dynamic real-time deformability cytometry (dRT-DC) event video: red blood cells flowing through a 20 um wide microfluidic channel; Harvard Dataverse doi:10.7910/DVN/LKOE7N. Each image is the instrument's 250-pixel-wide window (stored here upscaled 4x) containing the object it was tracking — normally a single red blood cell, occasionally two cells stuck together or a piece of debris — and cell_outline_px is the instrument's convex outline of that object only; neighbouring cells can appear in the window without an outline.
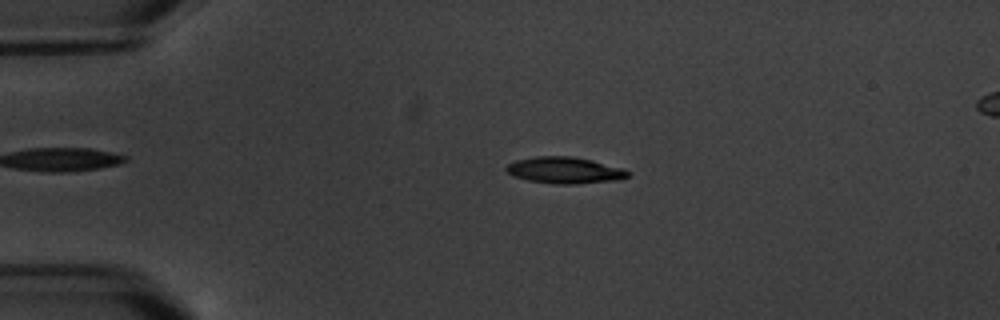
{"species": "common noctule bat (a hibernating species)", "species_latin": "Nyctalus noctula", "temperature_condition": "warm", "stored_images_in_passage": 16, "camera_frame_rate_fps": 3000, "um_per_image_px": 0.085, "animal": {"sex": "male", "body_mass_g": 20.1, "forearm_length_mm": 53.5}, "frame": {"image": 1, "passage_image": 3, "time_ms": 2.667, "image_size_px": [1000, 320], "cell_outline_px": [[632, 172], [628, 176], [616, 180], [576, 184], [552, 184], [528, 180], [512, 176], [504, 168], [508, 164], [516, 160], [536, 156], [572, 156], [592, 160], [624, 168]], "centroid_in_image_um": [48.0, 14.47], "position_along_channel_um": 37.0, "area_um2": 18.9}}
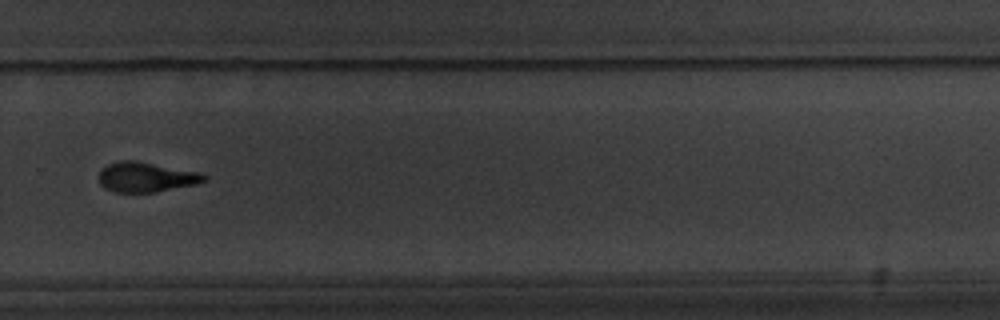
{"frame": {"image": 2, "passage_image": 11, "time_ms": 12.0, "image_size_px": [1000, 320], "cell_outline_px": [[208, 180], [196, 184], [156, 192], [112, 192], [104, 188], [100, 184], [100, 172], [108, 164], [120, 160], [136, 160], [200, 172], [208, 176]], "centroid_in_image_um": [12.45, 15.05], "position_along_channel_um": 317.4, "area_um2": 18.44}}
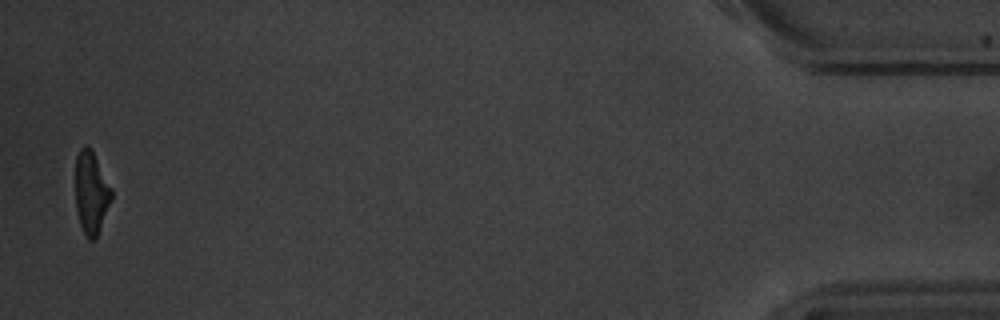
{"frame": {"image": 3, "passage_image": 16, "time_ms": 17.667, "image_size_px": [1000, 320], "cell_outline_px": [[112, 196], [96, 236], [92, 240], [88, 240], [84, 236], [76, 212], [76, 156], [80, 148], [84, 144], [88, 144], [112, 188]], "centroid_in_image_um": [7.72, 16.35], "position_along_channel_um": 427.5, "area_um2": 17.05}, "authors_computed_cell_mechanics": {"area_um2": 18.785, "velocity_mm_per_s": 3.4296, "shape_relaxation_time_tau1_ms": 3.0431, "shape_relaxation_time_tau2_ms": 2.2717, "deformation_change_tau1": 0.172, "deformation_change_tau2": 0.0855}}